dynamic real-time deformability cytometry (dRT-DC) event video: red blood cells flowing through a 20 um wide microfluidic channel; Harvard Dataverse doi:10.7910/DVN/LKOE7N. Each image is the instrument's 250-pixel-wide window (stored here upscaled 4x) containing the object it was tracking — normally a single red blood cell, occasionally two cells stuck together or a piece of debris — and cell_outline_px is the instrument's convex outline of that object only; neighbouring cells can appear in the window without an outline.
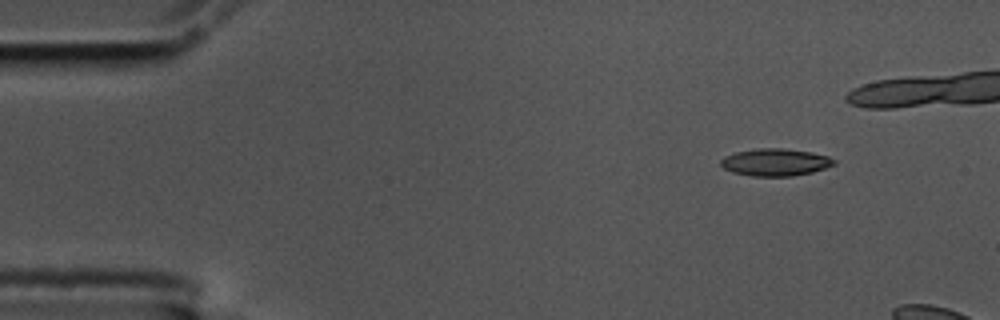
{"species": "common noctule bat (a hibernating species)", "species_latin": "Nyctalus noctula", "temperature_condition": "cold", "stored_images_in_passage": 3, "segment_of_instrument_passage": [2, 2], "camera_frame_rate_fps": 3000, "um_per_image_px": 0.085, "animal": {"sex": "male", "body_mass_g": 17.5, "forearm_length_mm": 52.3}, "frame": {"image": 1, "passage_image": 3, "time_ms": 0.667, "image_size_px": [1000, 320], "cell_outline_px": [[836, 164], [812, 172], [792, 176], [752, 176], [732, 172], [724, 168], [720, 164], [720, 160], [724, 156], [736, 152], [760, 148], [784, 148], [812, 152], [828, 156], [836, 160]], "centroid_in_image_um": [65.91, 13.79], "position_along_channel_um": 19.1, "area_um2": 18.03}}